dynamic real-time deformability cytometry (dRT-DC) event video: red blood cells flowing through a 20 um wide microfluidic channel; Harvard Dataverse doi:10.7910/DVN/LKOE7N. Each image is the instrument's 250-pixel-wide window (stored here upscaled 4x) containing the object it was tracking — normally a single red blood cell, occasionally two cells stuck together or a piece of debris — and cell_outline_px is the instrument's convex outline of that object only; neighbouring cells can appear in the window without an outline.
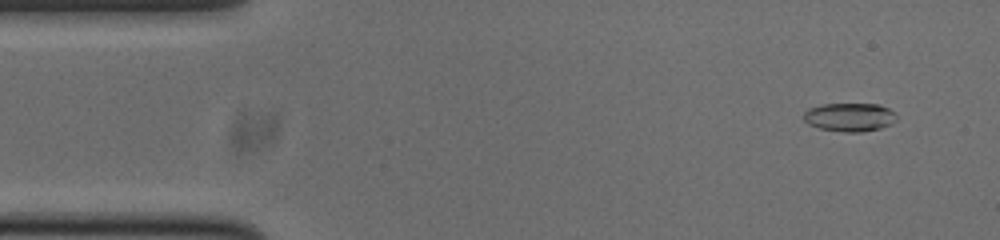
{"species": "common noctule bat (a hibernating species)", "species_latin": "Nyctalus noctula", "temperature_condition": "cold", "stored_images_in_passage": 53, "camera_frame_rate_fps": 3000, "um_per_image_px": 0.085, "animal": {"sex": "male", "body_mass_g": 20.0, "forearm_length_mm": 53.3}, "frame": {"image": 1, "passage_image": 4, "time_ms": 1.0, "image_size_px": [1000, 240], "cell_outline_px": [[896, 120], [892, 124], [880, 128], [860, 132], [844, 132], [820, 128], [808, 124], [804, 120], [804, 112], [808, 108], [820, 104], [880, 104], [896, 112]], "centroid_in_image_um": [72.23, 9.95], "position_along_channel_um": 12.8, "area_um2": 15.55}}
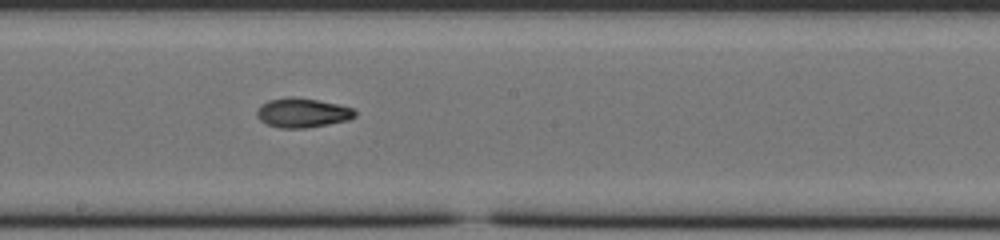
{"frame": {"image": 2, "passage_image": 28, "time_ms": 9.0, "image_size_px": [1000, 240], "cell_outline_px": [[356, 116], [348, 120], [328, 124], [304, 128], [280, 128], [268, 124], [260, 120], [256, 116], [256, 112], [260, 104], [268, 100], [288, 96], [296, 96], [320, 100], [340, 104], [352, 108], [356, 112]], "centroid_in_image_um": [25.69, 9.56], "position_along_channel_um": 222.5, "area_um2": 17.05}}
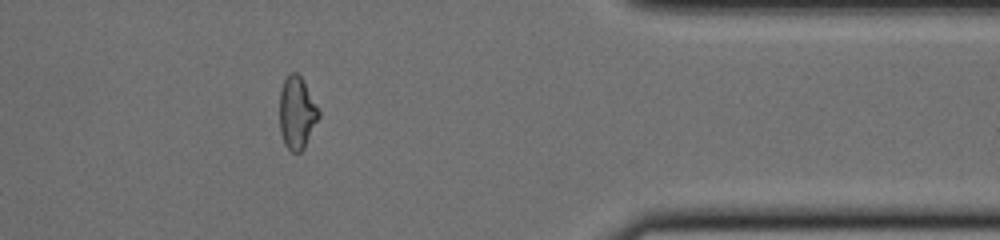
{"frame": {"image": 3, "passage_image": 43, "time_ms": 14.0, "image_size_px": [1000, 240], "cell_outline_px": [[320, 116], [304, 148], [300, 152], [292, 152], [284, 144], [280, 132], [280, 92], [284, 80], [292, 72], [296, 72], [300, 76], [316, 104], [320, 112]], "centroid_in_image_um": [25.23, 9.62], "position_along_channel_um": 386.2, "area_um2": 16.3}, "authors_computed_cell_mechanics": {"area_um2": 16.5308, "velocity_mm_per_s": 3.7943, "shape_relaxation_time_tau1_ms": 6.9593, "shape_relaxation_time_tau2_ms": 2.9406, "deformation_change_tau1": 0.2024, "deformation_change_tau2": 0.0841}}